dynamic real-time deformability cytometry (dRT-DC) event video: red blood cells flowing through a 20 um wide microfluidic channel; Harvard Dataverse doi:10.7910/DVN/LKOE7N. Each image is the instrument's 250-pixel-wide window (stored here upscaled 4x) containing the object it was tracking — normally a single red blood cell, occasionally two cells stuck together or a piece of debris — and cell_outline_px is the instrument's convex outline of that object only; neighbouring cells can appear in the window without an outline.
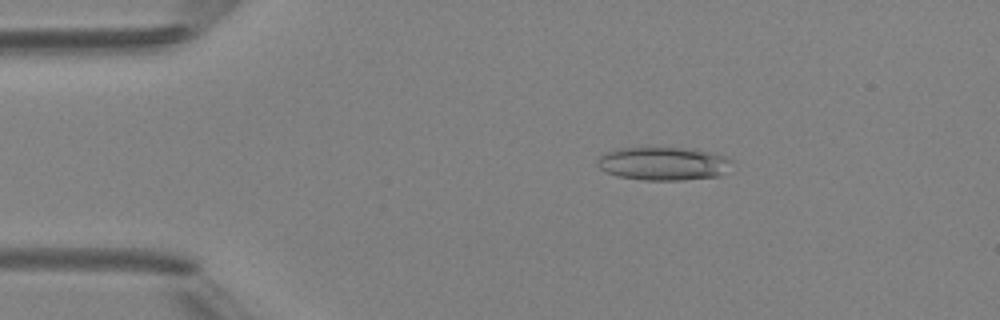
{"species": "Egyptian fruit bat (a non-hibernating species)", "species_latin": "Rousettus aegyptiacus", "temperature_condition": "room temperature", "stored_images_in_passage": 5, "camera_frame_rate_fps": 3000, "um_per_image_px": 0.085, "animal": {"sex": "female"}, "frame": {"image": 1, "passage_image": 3, "time_ms": 2.333, "image_size_px": [1000, 320], "cell_outline_px": [[732, 160], [720, 176], [680, 180], [644, 180], [616, 176], [600, 168], [596, 164], [596, 160], [604, 152], [616, 148], [692, 148], [712, 152], [724, 156]], "centroid_in_image_um": [56.33, 13.9], "position_along_channel_um": 28.7, "area_um2": 26.07}}